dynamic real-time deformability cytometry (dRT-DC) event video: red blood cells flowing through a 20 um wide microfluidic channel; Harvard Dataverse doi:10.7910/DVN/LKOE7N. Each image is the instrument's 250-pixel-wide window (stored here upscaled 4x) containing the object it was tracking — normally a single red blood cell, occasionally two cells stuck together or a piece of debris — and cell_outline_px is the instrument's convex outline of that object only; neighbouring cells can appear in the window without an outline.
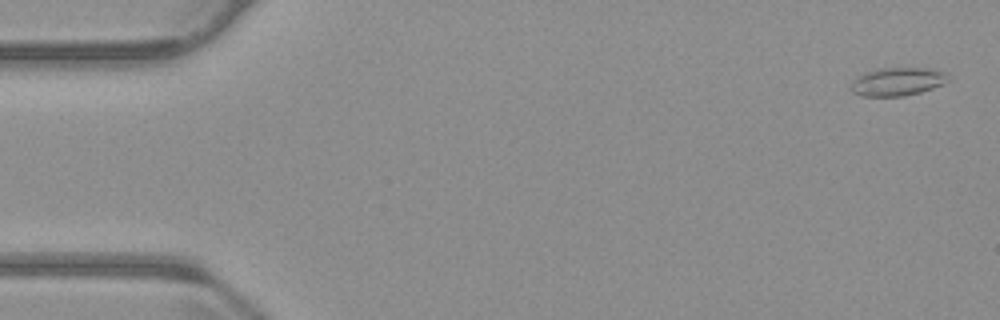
{"species": "common noctule bat (a hibernating species)", "species_latin": "Nyctalus noctula", "temperature_condition": "warm", "stored_images_in_passage": 56, "camera_frame_rate_fps": 3000, "um_per_image_px": 0.085, "animal": {"sex": "male", "body_mass_g": 23.1, "forearm_length_mm": 52.7}, "frame": {"image": 1, "passage_image": 2, "time_ms": 0.333, "image_size_px": [1000, 320], "cell_outline_px": [[948, 80], [944, 84], [920, 92], [904, 96], [860, 96], [852, 92], [852, 80], [856, 76], [864, 72], [880, 68], [932, 68], [944, 72], [948, 76]], "centroid_in_image_um": [76.26, 6.93], "position_along_channel_um": 8.7, "area_um2": 16.07}}
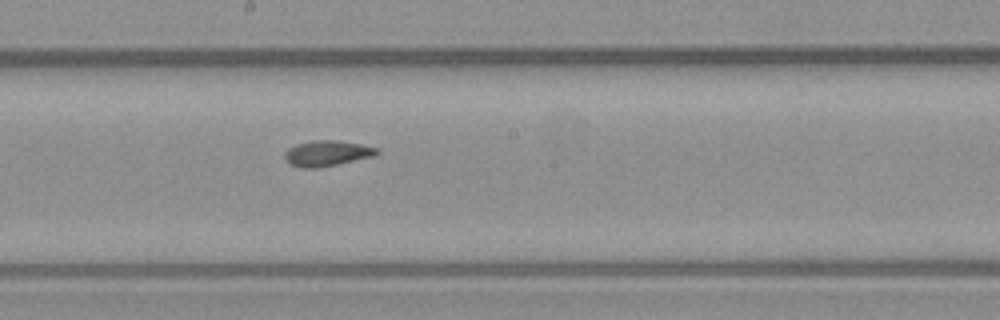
{"frame": {"image": 2, "passage_image": 30, "time_ms": 9.667, "image_size_px": [1000, 320], "cell_outline_px": [[380, 152], [376, 156], [320, 168], [300, 168], [288, 164], [284, 156], [284, 152], [288, 148], [296, 144], [312, 140], [336, 140], [360, 144], [376, 148]], "centroid_in_image_um": [27.77, 13.04], "position_along_channel_um": 220.4, "area_um2": 13.99}}
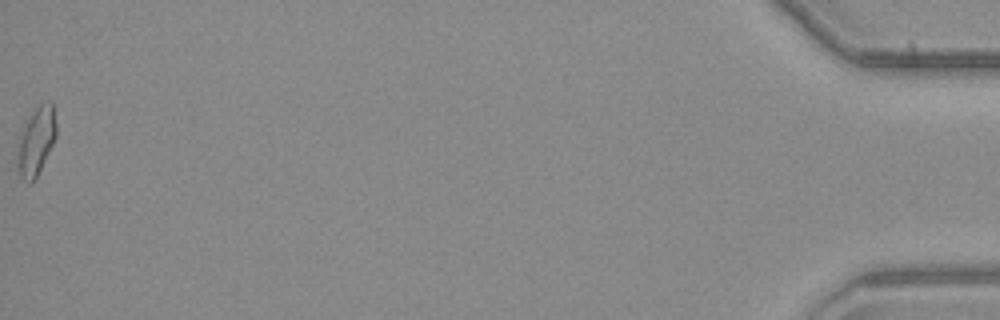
{"frame": {"image": 3, "passage_image": 56, "time_ms": 18.333, "image_size_px": [1000, 320], "cell_outline_px": [[56, 136], [36, 176], [28, 184], [20, 176], [16, 160], [20, 128], [28, 116], [40, 104], [52, 100], [56, 124]], "centroid_in_image_um": [3.04, 11.94], "position_along_channel_um": 432.2, "area_um2": 15.37}, "authors_computed_cell_mechanics": {"area_um2": 13.9587, "velocity_mm_per_s": 3.7272, "shape_relaxation_time_tau1_ms": null, "shape_relaxation_time_tau2_ms": 1.8451, "deformation_change_tau1": null, "deformation_change_tau2": 0.0863}}